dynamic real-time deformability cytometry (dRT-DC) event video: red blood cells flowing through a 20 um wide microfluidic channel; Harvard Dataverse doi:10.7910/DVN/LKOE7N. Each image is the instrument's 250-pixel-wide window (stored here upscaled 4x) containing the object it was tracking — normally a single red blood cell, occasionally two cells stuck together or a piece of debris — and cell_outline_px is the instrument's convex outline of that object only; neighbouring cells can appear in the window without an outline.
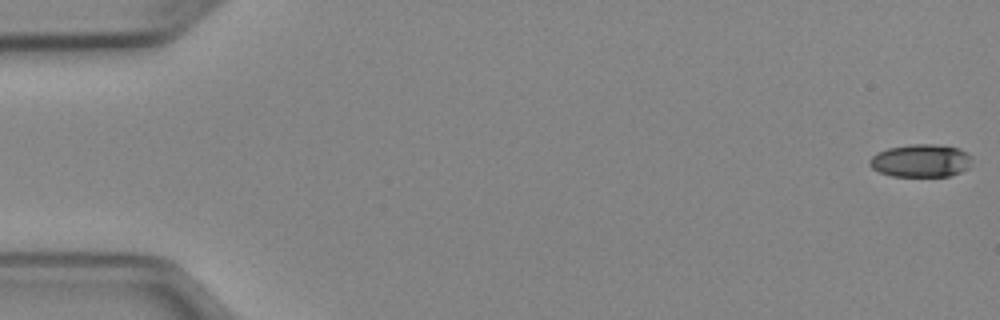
{"species": "Egyptian fruit bat (a non-hibernating species)", "species_latin": "Rousettus aegyptiacus", "temperature_condition": "cold", "stored_images_in_passage": 52, "camera_frame_rate_fps": 3000, "um_per_image_px": 0.085, "animal": {"sex": "female"}, "frame": {"image": 1, "passage_image": 1, "time_ms": 0.0, "image_size_px": [1000, 320], "cell_outline_px": [[972, 164], [968, 168], [960, 172], [948, 176], [892, 176], [880, 172], [872, 168], [868, 164], [868, 160], [876, 152], [888, 148], [912, 144], [936, 144], [960, 148], [972, 156]], "centroid_in_image_um": [78.28, 13.65], "position_along_channel_um": 6.7, "area_um2": 19.83}}
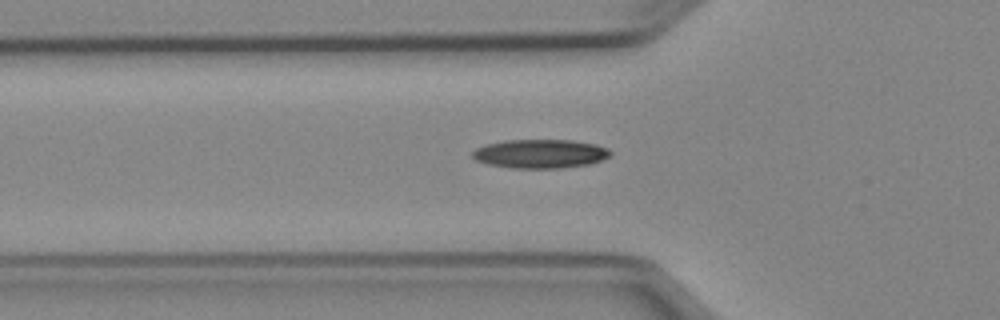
{"frame": {"image": 2, "passage_image": 18, "time_ms": 5.667, "image_size_px": [1000, 320], "cell_outline_px": [[612, 156], [588, 164], [560, 168], [512, 168], [488, 164], [476, 160], [472, 156], [472, 152], [476, 148], [484, 144], [504, 140], [572, 140], [596, 144], [608, 148], [612, 152]], "centroid_in_image_um": [45.92, 13.06], "position_along_channel_um": 79.9, "area_um2": 23.29}}
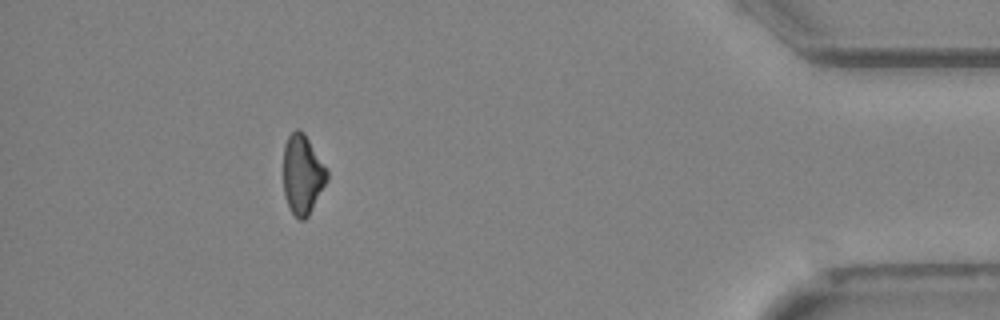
{"frame": {"image": 3, "passage_image": 47, "time_ms": 15.333, "image_size_px": [1000, 320], "cell_outline_px": [[328, 180], [308, 216], [304, 220], [300, 220], [292, 212], [288, 204], [284, 192], [284, 144], [288, 136], [296, 128], [300, 128], [304, 132], [328, 168]], "centroid_in_image_um": [25.74, 14.78], "position_along_channel_um": 409.5, "area_um2": 20.35}, "authors_computed_cell_mechanics": {"area_um2": 21.1837, "velocity_mm_per_s": 3.9558, "shape_relaxation_time_tau1_ms": 7.0151, "shape_relaxation_time_tau2_ms": null, "deformation_change_tau1": 0.1286, "deformation_change_tau2": null}}